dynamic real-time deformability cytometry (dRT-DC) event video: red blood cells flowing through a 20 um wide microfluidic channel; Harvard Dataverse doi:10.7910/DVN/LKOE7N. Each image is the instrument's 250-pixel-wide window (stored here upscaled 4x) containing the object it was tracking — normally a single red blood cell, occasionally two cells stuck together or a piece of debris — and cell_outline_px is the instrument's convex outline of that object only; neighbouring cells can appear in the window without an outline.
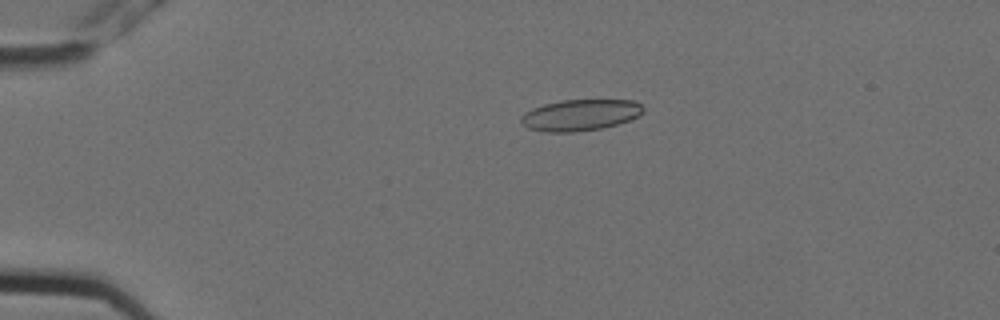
{"species": "Egyptian fruit bat (a non-hibernating species)", "species_latin": "Rousettus aegyptiacus", "temperature_condition": "cold", "stored_images_in_passage": 4, "camera_frame_rate_fps": 3000, "um_per_image_px": 0.085, "animal": {"sex": "female"}, "frame": {"image": 1, "passage_image": 3, "time_ms": 0.667, "image_size_px": [1000, 320], "cell_outline_px": [[644, 112], [628, 120], [616, 124], [600, 128], [572, 132], [544, 132], [528, 128], [520, 120], [520, 116], [524, 112], [532, 108], [544, 104], [560, 100], [632, 100], [640, 104], [644, 108]], "centroid_in_image_um": [49.28, 9.77], "position_along_channel_um": 35.7, "area_um2": 22.14}}